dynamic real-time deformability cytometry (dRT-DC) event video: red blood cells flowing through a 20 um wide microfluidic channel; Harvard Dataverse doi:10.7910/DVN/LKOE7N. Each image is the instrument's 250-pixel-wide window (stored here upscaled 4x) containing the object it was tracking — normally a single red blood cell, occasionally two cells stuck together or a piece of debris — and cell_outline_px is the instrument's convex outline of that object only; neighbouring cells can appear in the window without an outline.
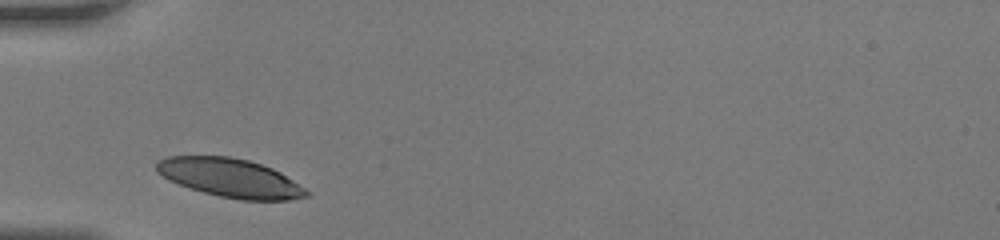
{"species": "human", "species_latin": "Homo sapiens", "temperature_condition": "room temperature", "stored_images_in_passage": 25, "camera_frame_rate_fps": 3000, "um_per_image_px": 0.085, "donor": {"sex": "female"}, "frame": {"image": 1, "passage_image": 1, "time_ms": 0.0, "image_size_px": [1000, 240], "cell_outline_px": [[312, 196], [288, 200], [240, 200], [220, 196], [204, 192], [180, 184], [156, 172], [156, 164], [160, 160], [168, 156], [228, 156], [248, 160], [272, 168], [280, 172], [312, 192]], "centroid_in_image_um": [19.64, 15.13], "position_along_channel_um": 65.4, "area_um2": 33.58}}
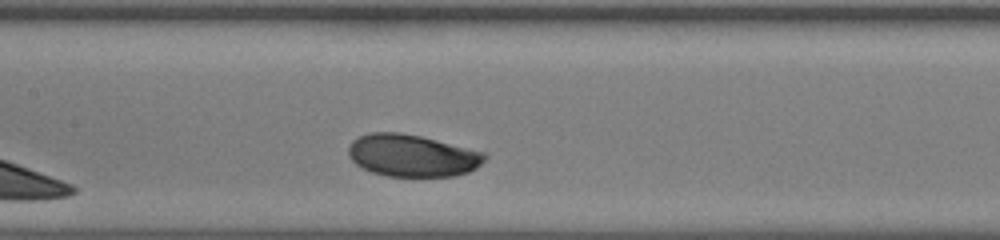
{"frame": {"image": 2, "passage_image": 10, "time_ms": 3.0, "image_size_px": [1000, 240], "cell_outline_px": [[488, 156], [476, 168], [468, 172], [456, 176], [384, 176], [372, 172], [356, 164], [348, 156], [348, 148], [352, 140], [368, 132], [400, 132], [420, 136], [484, 152]], "centroid_in_image_um": [35.01, 13.22], "position_along_channel_um": 172.4, "area_um2": 33.47}}
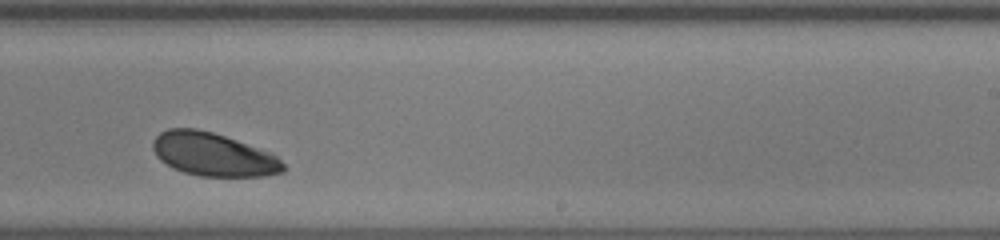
{"frame": {"image": 3, "passage_image": 18, "time_ms": 5.667, "image_size_px": [1000, 240], "cell_outline_px": [[284, 172], [264, 176], [200, 176], [184, 172], [172, 168], [160, 160], [156, 156], [152, 148], [152, 140], [160, 132], [168, 128], [196, 128], [212, 132], [236, 140], [268, 152], [276, 156], [284, 164]], "centroid_in_image_um": [18.07, 13.13], "position_along_channel_um": 270.9, "area_um2": 32.77}}